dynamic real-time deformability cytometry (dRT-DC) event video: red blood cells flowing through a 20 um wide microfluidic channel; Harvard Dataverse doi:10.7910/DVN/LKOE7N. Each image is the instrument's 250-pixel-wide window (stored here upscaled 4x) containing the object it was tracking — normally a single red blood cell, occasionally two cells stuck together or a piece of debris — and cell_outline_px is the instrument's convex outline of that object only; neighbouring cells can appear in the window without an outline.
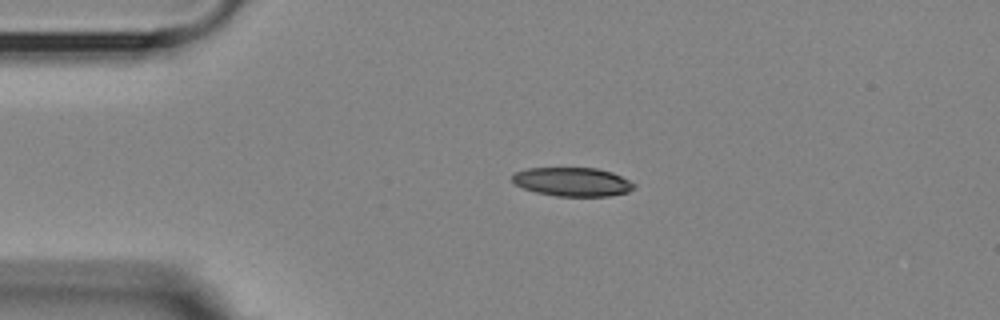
{"species": "Egyptian fruit bat (a non-hibernating species)", "species_latin": "Rousettus aegyptiacus", "temperature_condition": "room temperature", "stored_images_in_passage": 42, "camera_frame_rate_fps": 3000, "um_per_image_px": 0.085, "animal": {"sex": "female"}, "frame": {"image": 1, "passage_image": 1, "time_ms": 0.0, "image_size_px": [1000, 320], "cell_outline_px": [[636, 188], [628, 192], [608, 196], [556, 196], [536, 192], [512, 184], [512, 176], [516, 172], [528, 168], [596, 168], [612, 172], [636, 184]], "centroid_in_image_um": [48.66, 15.46], "position_along_channel_um": 36.3, "area_um2": 20.46}}
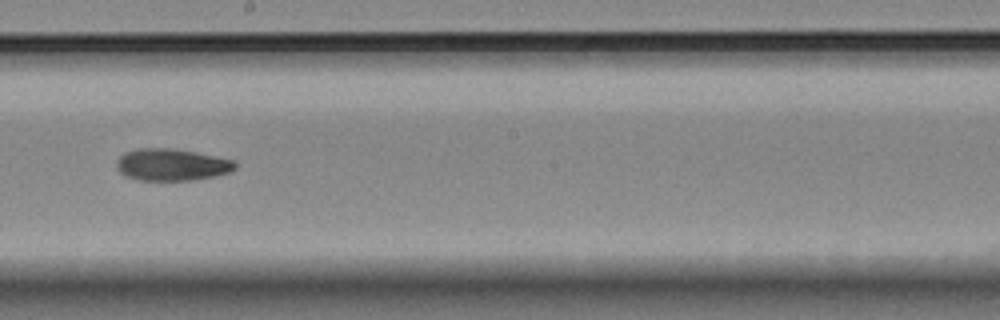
{"frame": {"image": 2, "passage_image": 20, "time_ms": 6.333, "image_size_px": [1000, 320], "cell_outline_px": [[236, 168], [232, 172], [216, 176], [192, 180], [140, 180], [124, 176], [116, 168], [116, 160], [124, 152], [136, 148], [168, 148], [196, 152], [232, 160], [236, 164]], "centroid_in_image_um": [14.56, 14.0], "position_along_channel_um": 233.6, "area_um2": 22.2}}
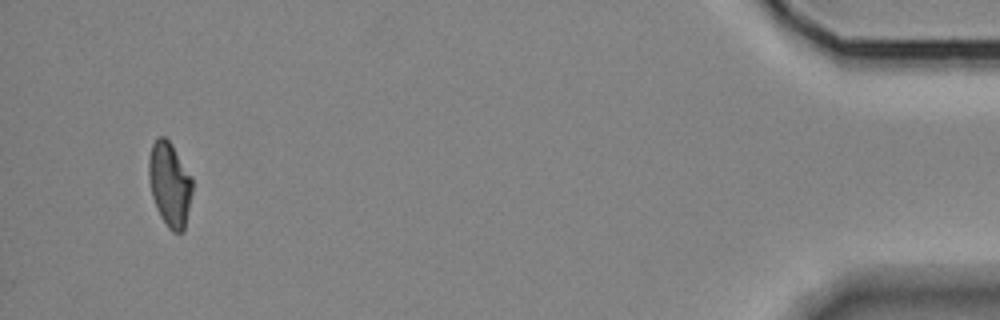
{"frame": {"image": 3, "passage_image": 42, "time_ms": 13.667, "image_size_px": [1000, 320], "cell_outline_px": [[192, 192], [184, 232], [172, 232], [168, 228], [160, 216], [156, 208], [152, 196], [148, 180], [148, 160], [152, 144], [156, 136], [164, 136], [172, 144], [192, 180]], "centroid_in_image_um": [14.39, 15.67], "position_along_channel_um": 420.8, "area_um2": 21.44}}